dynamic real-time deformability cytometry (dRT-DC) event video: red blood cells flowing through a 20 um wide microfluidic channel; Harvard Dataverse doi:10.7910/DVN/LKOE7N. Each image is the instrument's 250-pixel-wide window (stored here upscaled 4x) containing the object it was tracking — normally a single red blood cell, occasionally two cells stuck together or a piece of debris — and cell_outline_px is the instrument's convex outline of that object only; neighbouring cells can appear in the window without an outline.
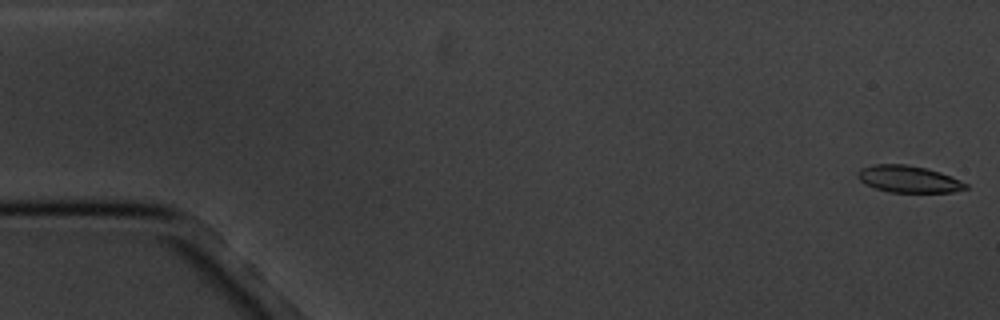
{"species": "common noctule bat (a hibernating species)", "species_latin": "Nyctalus noctula", "temperature_condition": "cold", "stored_images_in_passage": 6, "camera_frame_rate_fps": 3000, "um_per_image_px": 0.085, "animal": {"sex": "male", "body_mass_g": 20.1, "forearm_length_mm": 53.5}, "frame": {"image": 1, "passage_image": 1, "time_ms": 0.0, "image_size_px": [1000, 320], "cell_outline_px": [[968, 188], [952, 192], [888, 192], [864, 184], [856, 176], [856, 172], [860, 168], [872, 164], [904, 164], [924, 168], [940, 172], [960, 180], [968, 184]], "centroid_in_image_um": [77.18, 15.22], "position_along_channel_um": 7.8, "area_um2": 16.94}}
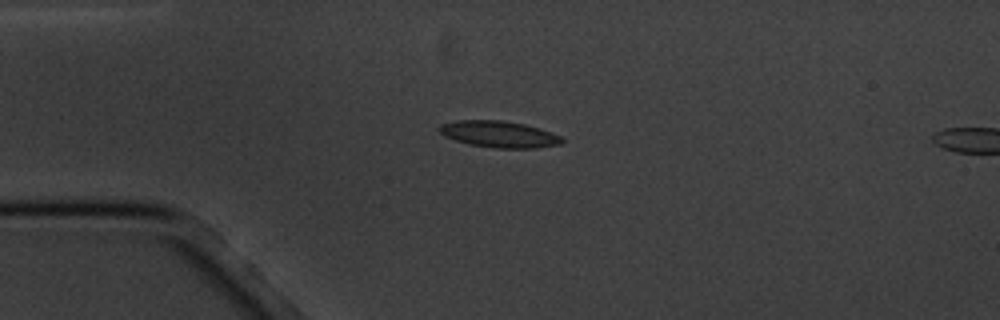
{"frame": {"image": 2, "passage_image": 5, "time_ms": 4.333, "image_size_px": [1000, 320], "cell_outline_px": [[564, 140], [560, 144], [536, 148], [496, 148], [468, 144], [444, 136], [436, 128], [440, 124], [456, 120], [500, 120], [524, 124], [540, 128], [560, 136]], "centroid_in_image_um": [42.38, 11.4], "position_along_channel_um": 42.6, "area_um2": 18.96}}